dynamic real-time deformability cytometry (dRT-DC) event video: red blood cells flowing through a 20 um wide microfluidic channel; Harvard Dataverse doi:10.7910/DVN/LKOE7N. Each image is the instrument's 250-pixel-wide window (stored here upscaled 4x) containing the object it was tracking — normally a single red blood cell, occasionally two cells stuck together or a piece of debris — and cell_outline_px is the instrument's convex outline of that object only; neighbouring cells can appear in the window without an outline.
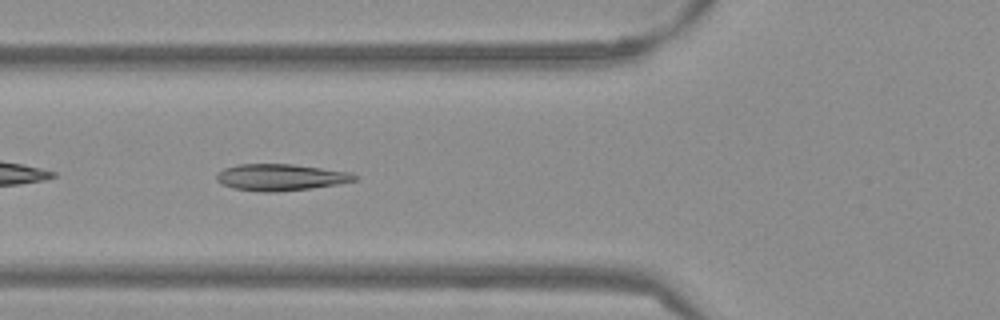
{"species": "Egyptian fruit bat (a non-hibernating species)", "species_latin": "Rousettus aegyptiacus", "temperature_condition": "warm", "stored_images_in_passage": 38, "camera_frame_rate_fps": 3000, "um_per_image_px": 0.085, "frame": {"image": 1, "passage_image": 5, "time_ms": 1.333, "image_size_px": [1000, 320], "cell_outline_px": [[360, 180], [312, 188], [276, 192], [260, 192], [232, 188], [220, 184], [216, 180], [216, 176], [224, 168], [236, 164], [292, 164], [352, 172], [360, 176]], "centroid_in_image_um": [23.88, 15.07], "position_along_channel_um": 101.9, "area_um2": 21.68}}
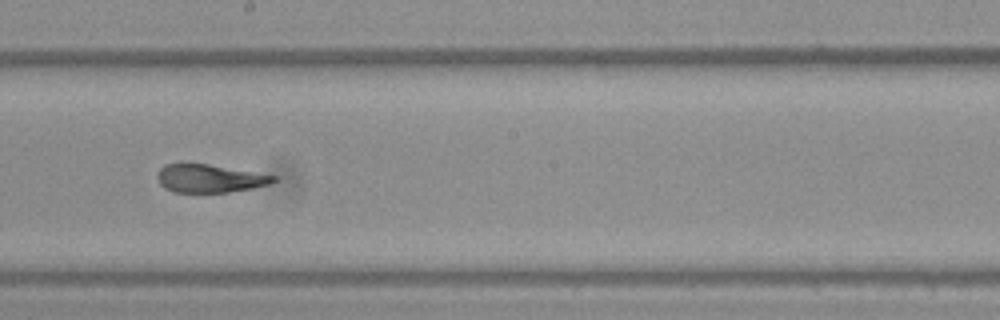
{"frame": {"image": 2, "passage_image": 15, "time_ms": 4.667, "image_size_px": [1000, 320], "cell_outline_px": [[276, 180], [268, 184], [252, 188], [228, 192], [172, 192], [164, 188], [160, 184], [156, 176], [160, 168], [164, 164], [208, 164], [276, 176]], "centroid_in_image_um": [17.77, 15.17], "position_along_channel_um": 230.4, "area_um2": 18.79}}
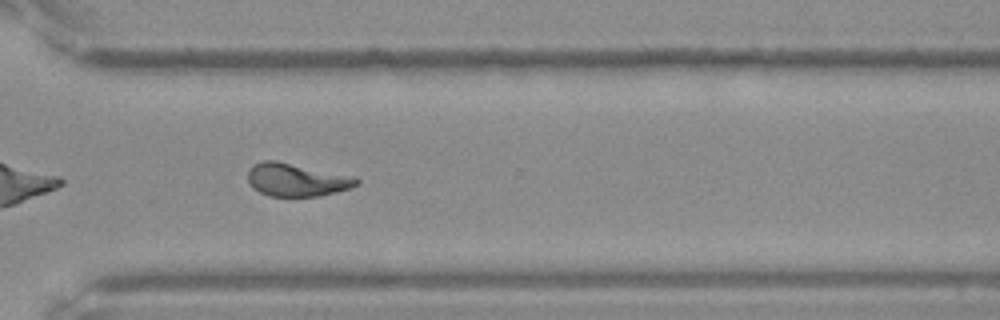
{"frame": {"image": 3, "passage_image": 24, "time_ms": 7.667, "image_size_px": [1000, 320], "cell_outline_px": [[360, 184], [352, 188], [336, 192], [316, 196], [268, 196], [252, 188], [248, 180], [248, 168], [252, 164], [264, 160], [276, 160], [352, 176], [360, 180]], "centroid_in_image_um": [25.19, 15.28], "position_along_channel_um": 345.4, "area_um2": 20.98}, "authors_computed_cell_mechanics": {"area_um2": 20.6057, "velocity_mm_per_s": 3.8412, "shape_relaxation_time_tau1_ms": 6.1957, "shape_relaxation_time_tau2_ms": 1.1867, "deformation_change_tau1": 0.2359, "deformation_change_tau2": 0.0871}}